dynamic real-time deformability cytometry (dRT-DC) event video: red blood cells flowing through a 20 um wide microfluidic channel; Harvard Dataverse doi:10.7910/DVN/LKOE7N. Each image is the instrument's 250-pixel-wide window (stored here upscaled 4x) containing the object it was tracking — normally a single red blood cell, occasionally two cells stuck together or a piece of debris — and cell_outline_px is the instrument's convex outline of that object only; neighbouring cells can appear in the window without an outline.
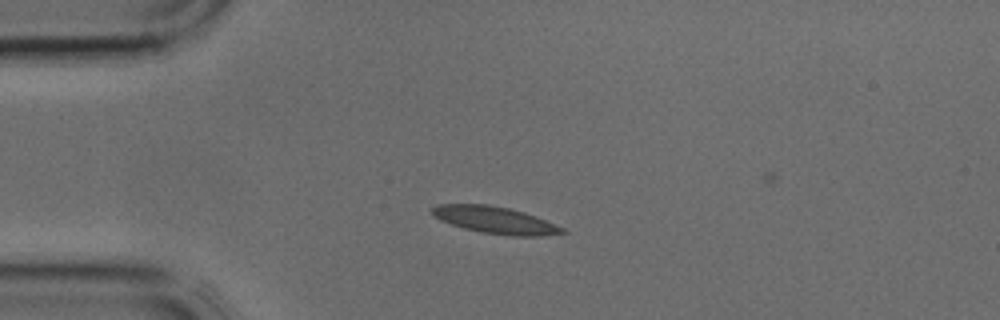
{"species": "common noctule bat (a hibernating species)", "species_latin": "Nyctalus noctula", "temperature_condition": "cold", "stored_images_in_passage": 2, "camera_frame_rate_fps": 3000, "um_per_image_px": 0.085, "animal": {"sex": "male", "body_mass_g": 17.9, "forearm_length_mm": 54.2}, "frame": {"image": 1, "passage_image": 1, "time_ms": 0.0, "image_size_px": [1000, 320], "cell_outline_px": [[568, 232], [540, 236], [512, 236], [480, 232], [464, 228], [440, 220], [432, 212], [432, 208], [440, 204], [488, 204], [508, 208], [524, 212], [536, 216], [564, 228]], "centroid_in_image_um": [42.12, 18.71], "position_along_channel_um": 42.9, "area_um2": 20.29}}